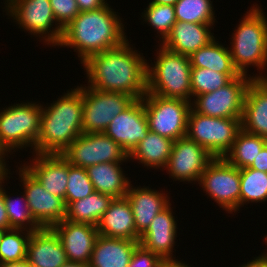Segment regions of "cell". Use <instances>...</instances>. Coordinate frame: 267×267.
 Listing matches in <instances>:
<instances>
[{
    "mask_svg": "<svg viewBox=\"0 0 267 267\" xmlns=\"http://www.w3.org/2000/svg\"><path fill=\"white\" fill-rule=\"evenodd\" d=\"M3 231L4 230L0 229V238H1L2 234H3Z\"/></svg>",
    "mask_w": 267,
    "mask_h": 267,
    "instance_id": "cell-49",
    "label": "cell"
},
{
    "mask_svg": "<svg viewBox=\"0 0 267 267\" xmlns=\"http://www.w3.org/2000/svg\"><path fill=\"white\" fill-rule=\"evenodd\" d=\"M5 108L0 112V153L9 157V153L26 147L33 148L34 153L40 132L42 105L27 101Z\"/></svg>",
    "mask_w": 267,
    "mask_h": 267,
    "instance_id": "cell-6",
    "label": "cell"
},
{
    "mask_svg": "<svg viewBox=\"0 0 267 267\" xmlns=\"http://www.w3.org/2000/svg\"><path fill=\"white\" fill-rule=\"evenodd\" d=\"M142 100L150 131L172 141L186 137L191 102L152 93H146Z\"/></svg>",
    "mask_w": 267,
    "mask_h": 267,
    "instance_id": "cell-9",
    "label": "cell"
},
{
    "mask_svg": "<svg viewBox=\"0 0 267 267\" xmlns=\"http://www.w3.org/2000/svg\"><path fill=\"white\" fill-rule=\"evenodd\" d=\"M266 144L267 139L241 129L236 135L232 149L224 158L238 169L250 168Z\"/></svg>",
    "mask_w": 267,
    "mask_h": 267,
    "instance_id": "cell-30",
    "label": "cell"
},
{
    "mask_svg": "<svg viewBox=\"0 0 267 267\" xmlns=\"http://www.w3.org/2000/svg\"><path fill=\"white\" fill-rule=\"evenodd\" d=\"M113 199L110 195L94 192L81 200L71 202L66 207L65 219L97 226Z\"/></svg>",
    "mask_w": 267,
    "mask_h": 267,
    "instance_id": "cell-29",
    "label": "cell"
},
{
    "mask_svg": "<svg viewBox=\"0 0 267 267\" xmlns=\"http://www.w3.org/2000/svg\"><path fill=\"white\" fill-rule=\"evenodd\" d=\"M52 229L63 245L68 262L89 264L96 238L99 235L96 226L64 219Z\"/></svg>",
    "mask_w": 267,
    "mask_h": 267,
    "instance_id": "cell-17",
    "label": "cell"
},
{
    "mask_svg": "<svg viewBox=\"0 0 267 267\" xmlns=\"http://www.w3.org/2000/svg\"><path fill=\"white\" fill-rule=\"evenodd\" d=\"M26 261L31 267H61L68 259L55 231L52 228H41L31 233Z\"/></svg>",
    "mask_w": 267,
    "mask_h": 267,
    "instance_id": "cell-20",
    "label": "cell"
},
{
    "mask_svg": "<svg viewBox=\"0 0 267 267\" xmlns=\"http://www.w3.org/2000/svg\"><path fill=\"white\" fill-rule=\"evenodd\" d=\"M6 157H4L1 153H0V177H2L5 174V168L7 166L6 163Z\"/></svg>",
    "mask_w": 267,
    "mask_h": 267,
    "instance_id": "cell-47",
    "label": "cell"
},
{
    "mask_svg": "<svg viewBox=\"0 0 267 267\" xmlns=\"http://www.w3.org/2000/svg\"><path fill=\"white\" fill-rule=\"evenodd\" d=\"M189 57L191 67L207 68L219 73H225L231 79L241 75L233 64L228 47H225V44L221 45L216 38L206 46L199 48Z\"/></svg>",
    "mask_w": 267,
    "mask_h": 267,
    "instance_id": "cell-28",
    "label": "cell"
},
{
    "mask_svg": "<svg viewBox=\"0 0 267 267\" xmlns=\"http://www.w3.org/2000/svg\"><path fill=\"white\" fill-rule=\"evenodd\" d=\"M241 129L267 139V79L249 83L241 118Z\"/></svg>",
    "mask_w": 267,
    "mask_h": 267,
    "instance_id": "cell-21",
    "label": "cell"
},
{
    "mask_svg": "<svg viewBox=\"0 0 267 267\" xmlns=\"http://www.w3.org/2000/svg\"><path fill=\"white\" fill-rule=\"evenodd\" d=\"M83 117V86L64 93L51 104L42 105L40 132L34 148L39 154H61L80 135Z\"/></svg>",
    "mask_w": 267,
    "mask_h": 267,
    "instance_id": "cell-3",
    "label": "cell"
},
{
    "mask_svg": "<svg viewBox=\"0 0 267 267\" xmlns=\"http://www.w3.org/2000/svg\"><path fill=\"white\" fill-rule=\"evenodd\" d=\"M264 14L258 4H253L234 29L231 47H228L240 74L248 75V67H257L259 75L253 74V79H267L266 74L262 75L267 69V17Z\"/></svg>",
    "mask_w": 267,
    "mask_h": 267,
    "instance_id": "cell-4",
    "label": "cell"
},
{
    "mask_svg": "<svg viewBox=\"0 0 267 267\" xmlns=\"http://www.w3.org/2000/svg\"><path fill=\"white\" fill-rule=\"evenodd\" d=\"M33 157L22 165L50 194L62 198L66 205L68 161L61 154L34 153Z\"/></svg>",
    "mask_w": 267,
    "mask_h": 267,
    "instance_id": "cell-18",
    "label": "cell"
},
{
    "mask_svg": "<svg viewBox=\"0 0 267 267\" xmlns=\"http://www.w3.org/2000/svg\"><path fill=\"white\" fill-rule=\"evenodd\" d=\"M122 163H100L86 168L95 192L110 195L113 198L126 196L131 181L123 173Z\"/></svg>",
    "mask_w": 267,
    "mask_h": 267,
    "instance_id": "cell-26",
    "label": "cell"
},
{
    "mask_svg": "<svg viewBox=\"0 0 267 267\" xmlns=\"http://www.w3.org/2000/svg\"><path fill=\"white\" fill-rule=\"evenodd\" d=\"M231 80L225 73H219L207 68L192 67L190 77L192 98L224 87Z\"/></svg>",
    "mask_w": 267,
    "mask_h": 267,
    "instance_id": "cell-36",
    "label": "cell"
},
{
    "mask_svg": "<svg viewBox=\"0 0 267 267\" xmlns=\"http://www.w3.org/2000/svg\"><path fill=\"white\" fill-rule=\"evenodd\" d=\"M132 213L137 233L141 236L149 227L154 217L170 204V197L149 186L134 187L130 184L126 193Z\"/></svg>",
    "mask_w": 267,
    "mask_h": 267,
    "instance_id": "cell-22",
    "label": "cell"
},
{
    "mask_svg": "<svg viewBox=\"0 0 267 267\" xmlns=\"http://www.w3.org/2000/svg\"><path fill=\"white\" fill-rule=\"evenodd\" d=\"M172 145L171 139L149 130L146 138L129 154V161L138 160L144 167L163 170L171 155Z\"/></svg>",
    "mask_w": 267,
    "mask_h": 267,
    "instance_id": "cell-27",
    "label": "cell"
},
{
    "mask_svg": "<svg viewBox=\"0 0 267 267\" xmlns=\"http://www.w3.org/2000/svg\"><path fill=\"white\" fill-rule=\"evenodd\" d=\"M241 130V118L205 116L191 108L186 137L205 148L214 158H223Z\"/></svg>",
    "mask_w": 267,
    "mask_h": 267,
    "instance_id": "cell-7",
    "label": "cell"
},
{
    "mask_svg": "<svg viewBox=\"0 0 267 267\" xmlns=\"http://www.w3.org/2000/svg\"><path fill=\"white\" fill-rule=\"evenodd\" d=\"M57 24L64 29L80 13L76 0H49Z\"/></svg>",
    "mask_w": 267,
    "mask_h": 267,
    "instance_id": "cell-38",
    "label": "cell"
},
{
    "mask_svg": "<svg viewBox=\"0 0 267 267\" xmlns=\"http://www.w3.org/2000/svg\"><path fill=\"white\" fill-rule=\"evenodd\" d=\"M31 233L24 229L4 230L0 238V264L26 260Z\"/></svg>",
    "mask_w": 267,
    "mask_h": 267,
    "instance_id": "cell-32",
    "label": "cell"
},
{
    "mask_svg": "<svg viewBox=\"0 0 267 267\" xmlns=\"http://www.w3.org/2000/svg\"><path fill=\"white\" fill-rule=\"evenodd\" d=\"M19 179L30 213L41 228H52L66 218V205L62 198L50 194L21 164Z\"/></svg>",
    "mask_w": 267,
    "mask_h": 267,
    "instance_id": "cell-14",
    "label": "cell"
},
{
    "mask_svg": "<svg viewBox=\"0 0 267 267\" xmlns=\"http://www.w3.org/2000/svg\"><path fill=\"white\" fill-rule=\"evenodd\" d=\"M134 101L125 93L98 91L83 86V133H104L112 119Z\"/></svg>",
    "mask_w": 267,
    "mask_h": 267,
    "instance_id": "cell-12",
    "label": "cell"
},
{
    "mask_svg": "<svg viewBox=\"0 0 267 267\" xmlns=\"http://www.w3.org/2000/svg\"><path fill=\"white\" fill-rule=\"evenodd\" d=\"M107 3L97 10L80 12L62 32L58 47L73 48L81 62L122 45L126 40L122 18Z\"/></svg>",
    "mask_w": 267,
    "mask_h": 267,
    "instance_id": "cell-2",
    "label": "cell"
},
{
    "mask_svg": "<svg viewBox=\"0 0 267 267\" xmlns=\"http://www.w3.org/2000/svg\"><path fill=\"white\" fill-rule=\"evenodd\" d=\"M141 17L157 31L159 37L161 36L159 44L165 40L177 22L173 5L148 4Z\"/></svg>",
    "mask_w": 267,
    "mask_h": 267,
    "instance_id": "cell-35",
    "label": "cell"
},
{
    "mask_svg": "<svg viewBox=\"0 0 267 267\" xmlns=\"http://www.w3.org/2000/svg\"><path fill=\"white\" fill-rule=\"evenodd\" d=\"M79 11H91L104 7L107 4V0H76Z\"/></svg>",
    "mask_w": 267,
    "mask_h": 267,
    "instance_id": "cell-41",
    "label": "cell"
},
{
    "mask_svg": "<svg viewBox=\"0 0 267 267\" xmlns=\"http://www.w3.org/2000/svg\"><path fill=\"white\" fill-rule=\"evenodd\" d=\"M213 26L214 24L177 21L160 45L169 51L189 57L215 38L214 33H211V30L214 29Z\"/></svg>",
    "mask_w": 267,
    "mask_h": 267,
    "instance_id": "cell-23",
    "label": "cell"
},
{
    "mask_svg": "<svg viewBox=\"0 0 267 267\" xmlns=\"http://www.w3.org/2000/svg\"><path fill=\"white\" fill-rule=\"evenodd\" d=\"M4 4L6 14L13 17L18 28L39 36L47 46L59 44L63 29L56 22L49 0H5Z\"/></svg>",
    "mask_w": 267,
    "mask_h": 267,
    "instance_id": "cell-8",
    "label": "cell"
},
{
    "mask_svg": "<svg viewBox=\"0 0 267 267\" xmlns=\"http://www.w3.org/2000/svg\"><path fill=\"white\" fill-rule=\"evenodd\" d=\"M98 234L127 240L138 241L140 235L136 231L132 208L125 197L114 198L108 210L102 215L97 224Z\"/></svg>",
    "mask_w": 267,
    "mask_h": 267,
    "instance_id": "cell-24",
    "label": "cell"
},
{
    "mask_svg": "<svg viewBox=\"0 0 267 267\" xmlns=\"http://www.w3.org/2000/svg\"><path fill=\"white\" fill-rule=\"evenodd\" d=\"M163 259L143 248L140 244L135 248L128 267H161Z\"/></svg>",
    "mask_w": 267,
    "mask_h": 267,
    "instance_id": "cell-39",
    "label": "cell"
},
{
    "mask_svg": "<svg viewBox=\"0 0 267 267\" xmlns=\"http://www.w3.org/2000/svg\"><path fill=\"white\" fill-rule=\"evenodd\" d=\"M171 206L170 203L154 217L139 239V244L143 248L159 255L162 259L175 258L172 255L177 238V222Z\"/></svg>",
    "mask_w": 267,
    "mask_h": 267,
    "instance_id": "cell-19",
    "label": "cell"
},
{
    "mask_svg": "<svg viewBox=\"0 0 267 267\" xmlns=\"http://www.w3.org/2000/svg\"><path fill=\"white\" fill-rule=\"evenodd\" d=\"M61 155L72 166L87 168L100 163H123L128 153L105 133L80 134Z\"/></svg>",
    "mask_w": 267,
    "mask_h": 267,
    "instance_id": "cell-11",
    "label": "cell"
},
{
    "mask_svg": "<svg viewBox=\"0 0 267 267\" xmlns=\"http://www.w3.org/2000/svg\"><path fill=\"white\" fill-rule=\"evenodd\" d=\"M250 168L267 173V144L256 156Z\"/></svg>",
    "mask_w": 267,
    "mask_h": 267,
    "instance_id": "cell-42",
    "label": "cell"
},
{
    "mask_svg": "<svg viewBox=\"0 0 267 267\" xmlns=\"http://www.w3.org/2000/svg\"><path fill=\"white\" fill-rule=\"evenodd\" d=\"M0 267H31L26 260L0 264Z\"/></svg>",
    "mask_w": 267,
    "mask_h": 267,
    "instance_id": "cell-45",
    "label": "cell"
},
{
    "mask_svg": "<svg viewBox=\"0 0 267 267\" xmlns=\"http://www.w3.org/2000/svg\"><path fill=\"white\" fill-rule=\"evenodd\" d=\"M179 0H151L149 4L175 5Z\"/></svg>",
    "mask_w": 267,
    "mask_h": 267,
    "instance_id": "cell-46",
    "label": "cell"
},
{
    "mask_svg": "<svg viewBox=\"0 0 267 267\" xmlns=\"http://www.w3.org/2000/svg\"><path fill=\"white\" fill-rule=\"evenodd\" d=\"M213 159L197 142L183 137L173 141L171 155L164 170L173 181L199 183L201 174Z\"/></svg>",
    "mask_w": 267,
    "mask_h": 267,
    "instance_id": "cell-15",
    "label": "cell"
},
{
    "mask_svg": "<svg viewBox=\"0 0 267 267\" xmlns=\"http://www.w3.org/2000/svg\"><path fill=\"white\" fill-rule=\"evenodd\" d=\"M61 267H89V264L67 262V263L63 264Z\"/></svg>",
    "mask_w": 267,
    "mask_h": 267,
    "instance_id": "cell-48",
    "label": "cell"
},
{
    "mask_svg": "<svg viewBox=\"0 0 267 267\" xmlns=\"http://www.w3.org/2000/svg\"><path fill=\"white\" fill-rule=\"evenodd\" d=\"M94 192L93 184L88 177L86 168L72 166L68 163L66 207L71 202L81 200Z\"/></svg>",
    "mask_w": 267,
    "mask_h": 267,
    "instance_id": "cell-37",
    "label": "cell"
},
{
    "mask_svg": "<svg viewBox=\"0 0 267 267\" xmlns=\"http://www.w3.org/2000/svg\"><path fill=\"white\" fill-rule=\"evenodd\" d=\"M158 47L155 64L147 63V93L193 101L190 57Z\"/></svg>",
    "mask_w": 267,
    "mask_h": 267,
    "instance_id": "cell-5",
    "label": "cell"
},
{
    "mask_svg": "<svg viewBox=\"0 0 267 267\" xmlns=\"http://www.w3.org/2000/svg\"><path fill=\"white\" fill-rule=\"evenodd\" d=\"M198 184L226 212L240 211V169L224 157L214 158L207 165Z\"/></svg>",
    "mask_w": 267,
    "mask_h": 267,
    "instance_id": "cell-10",
    "label": "cell"
},
{
    "mask_svg": "<svg viewBox=\"0 0 267 267\" xmlns=\"http://www.w3.org/2000/svg\"><path fill=\"white\" fill-rule=\"evenodd\" d=\"M188 264L183 263V261L176 259V258H170V259H163L161 267H191L188 266Z\"/></svg>",
    "mask_w": 267,
    "mask_h": 267,
    "instance_id": "cell-44",
    "label": "cell"
},
{
    "mask_svg": "<svg viewBox=\"0 0 267 267\" xmlns=\"http://www.w3.org/2000/svg\"><path fill=\"white\" fill-rule=\"evenodd\" d=\"M9 170L10 169L7 165L5 168V174L2 177H0V229L2 230L10 229L9 219L7 216V211L3 200V185H4L3 183H5V181H7L8 178L10 179V177L8 176V174L9 175L11 174Z\"/></svg>",
    "mask_w": 267,
    "mask_h": 267,
    "instance_id": "cell-40",
    "label": "cell"
},
{
    "mask_svg": "<svg viewBox=\"0 0 267 267\" xmlns=\"http://www.w3.org/2000/svg\"><path fill=\"white\" fill-rule=\"evenodd\" d=\"M126 40L122 45L90 56L83 66L87 87L120 92L142 99L147 93V60Z\"/></svg>",
    "mask_w": 267,
    "mask_h": 267,
    "instance_id": "cell-1",
    "label": "cell"
},
{
    "mask_svg": "<svg viewBox=\"0 0 267 267\" xmlns=\"http://www.w3.org/2000/svg\"><path fill=\"white\" fill-rule=\"evenodd\" d=\"M149 131L145 107L142 99H136L109 123L105 134L118 143L128 155Z\"/></svg>",
    "mask_w": 267,
    "mask_h": 267,
    "instance_id": "cell-16",
    "label": "cell"
},
{
    "mask_svg": "<svg viewBox=\"0 0 267 267\" xmlns=\"http://www.w3.org/2000/svg\"><path fill=\"white\" fill-rule=\"evenodd\" d=\"M252 79L253 76L241 74L224 87L197 95L191 102L192 108L205 116L242 118L246 89Z\"/></svg>",
    "mask_w": 267,
    "mask_h": 267,
    "instance_id": "cell-13",
    "label": "cell"
},
{
    "mask_svg": "<svg viewBox=\"0 0 267 267\" xmlns=\"http://www.w3.org/2000/svg\"><path fill=\"white\" fill-rule=\"evenodd\" d=\"M254 260L248 261L247 263H243L238 267H267V254L263 252L262 255H259Z\"/></svg>",
    "mask_w": 267,
    "mask_h": 267,
    "instance_id": "cell-43",
    "label": "cell"
},
{
    "mask_svg": "<svg viewBox=\"0 0 267 267\" xmlns=\"http://www.w3.org/2000/svg\"><path fill=\"white\" fill-rule=\"evenodd\" d=\"M138 241L98 235L89 267H128Z\"/></svg>",
    "mask_w": 267,
    "mask_h": 267,
    "instance_id": "cell-25",
    "label": "cell"
},
{
    "mask_svg": "<svg viewBox=\"0 0 267 267\" xmlns=\"http://www.w3.org/2000/svg\"><path fill=\"white\" fill-rule=\"evenodd\" d=\"M240 208L247 203L267 201V173L252 168L240 169Z\"/></svg>",
    "mask_w": 267,
    "mask_h": 267,
    "instance_id": "cell-31",
    "label": "cell"
},
{
    "mask_svg": "<svg viewBox=\"0 0 267 267\" xmlns=\"http://www.w3.org/2000/svg\"><path fill=\"white\" fill-rule=\"evenodd\" d=\"M211 0H179L174 5L176 20L180 22L214 24L215 11Z\"/></svg>",
    "mask_w": 267,
    "mask_h": 267,
    "instance_id": "cell-33",
    "label": "cell"
},
{
    "mask_svg": "<svg viewBox=\"0 0 267 267\" xmlns=\"http://www.w3.org/2000/svg\"><path fill=\"white\" fill-rule=\"evenodd\" d=\"M21 197L12 198L3 186V200L9 219L10 229H24L35 232L41 229L32 217L24 192ZM22 201V202H21ZM21 203V204H20Z\"/></svg>",
    "mask_w": 267,
    "mask_h": 267,
    "instance_id": "cell-34",
    "label": "cell"
}]
</instances>
